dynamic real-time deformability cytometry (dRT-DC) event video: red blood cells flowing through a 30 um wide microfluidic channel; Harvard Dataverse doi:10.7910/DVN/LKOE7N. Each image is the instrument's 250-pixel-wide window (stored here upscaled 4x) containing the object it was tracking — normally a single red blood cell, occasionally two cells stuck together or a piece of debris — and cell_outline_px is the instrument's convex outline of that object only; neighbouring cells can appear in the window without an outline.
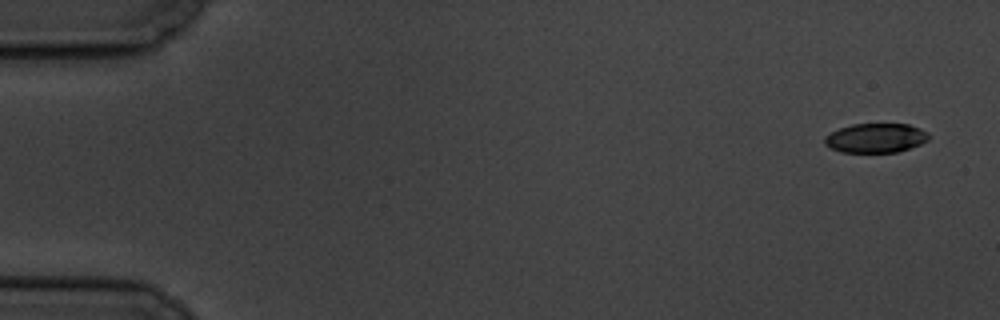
{"species": "common noctule bat (a hibernating species)", "species_latin": "Nyctalus noctula", "temperature_condition": "cold", "stored_images_in_passage": 6, "camera_frame_rate_fps": 3000, "um_per_image_px": 0.085, "animal": {"sex": "male", "body_mass_g": 19.5, "forearm_length_mm": 54.6}, "frame": {"image": 1, "passage_image": 1, "time_ms": 0.0, "image_size_px": [1000, 320], "cell_outline_px": [[928, 140], [920, 144], [896, 152], [840, 152], [824, 144], [824, 136], [840, 128], [852, 124], [908, 124], [920, 128], [928, 132]], "centroid_in_image_um": [74.42, 11.72], "position_along_channel_um": 10.6, "area_um2": 17.69}}